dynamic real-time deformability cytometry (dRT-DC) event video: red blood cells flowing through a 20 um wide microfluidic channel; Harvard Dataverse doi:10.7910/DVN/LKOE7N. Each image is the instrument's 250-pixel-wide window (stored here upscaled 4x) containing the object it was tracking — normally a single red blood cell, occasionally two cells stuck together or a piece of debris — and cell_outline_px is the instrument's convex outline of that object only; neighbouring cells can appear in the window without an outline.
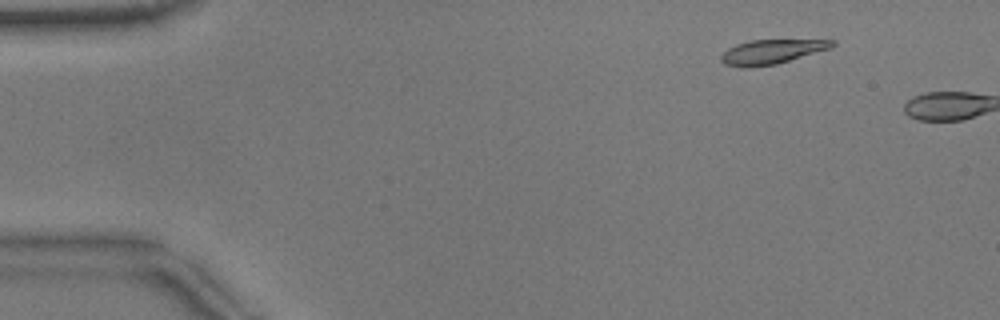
{"species": "common noctule bat (a hibernating species)", "species_latin": "Nyctalus noctula", "temperature_condition": "warm", "stored_images_in_passage": 6, "camera_frame_rate_fps": 3000, "um_per_image_px": 0.085, "animal": {"sex": "male", "body_mass_g": 17.9}, "frame": {"image": 1, "passage_image": 5, "time_ms": 1.333, "image_size_px": [1000, 320], "cell_outline_px": [[836, 44], [832, 48], [776, 64], [748, 68], [744, 68], [724, 64], [720, 60], [720, 56], [728, 48], [736, 44], [752, 40], [836, 40]], "centroid_in_image_um": [65.58, 4.4], "position_along_channel_um": 19.4, "area_um2": 15.84}}